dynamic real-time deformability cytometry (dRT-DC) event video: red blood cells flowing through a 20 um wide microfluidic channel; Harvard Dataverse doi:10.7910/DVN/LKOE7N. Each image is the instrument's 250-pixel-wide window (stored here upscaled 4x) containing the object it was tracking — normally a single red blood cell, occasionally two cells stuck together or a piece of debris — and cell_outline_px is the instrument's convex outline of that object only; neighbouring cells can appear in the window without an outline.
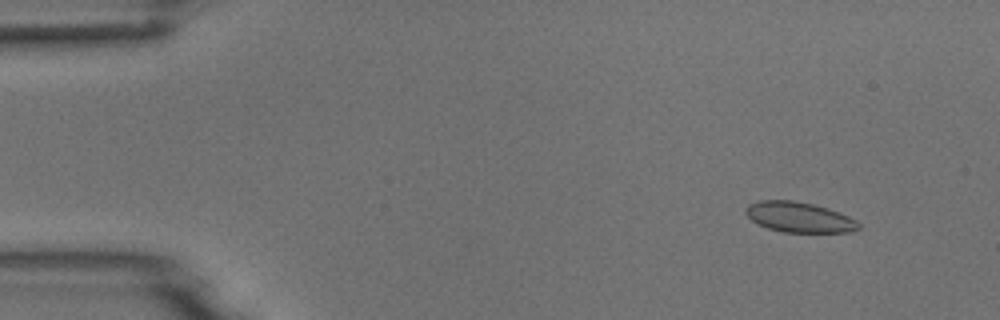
{"species": "common noctule bat (a hibernating species)", "species_latin": "Nyctalus noctula", "temperature_condition": "room temperature", "stored_images_in_passage": 4, "camera_frame_rate_fps": 3000, "um_per_image_px": 0.085, "animal": {"sex": "male", "body_mass_g": 18.8}, "frame": {"image": 1, "passage_image": 2, "time_ms": 1.0, "image_size_px": [1000, 320], "cell_outline_px": [[860, 228], [852, 232], [784, 232], [768, 228], [752, 220], [744, 212], [744, 208], [748, 204], [760, 200], [792, 200], [812, 204], [828, 208], [848, 216], [856, 220], [860, 224]], "centroid_in_image_um": [67.93, 18.45], "position_along_channel_um": 17.1, "area_um2": 19.88}}